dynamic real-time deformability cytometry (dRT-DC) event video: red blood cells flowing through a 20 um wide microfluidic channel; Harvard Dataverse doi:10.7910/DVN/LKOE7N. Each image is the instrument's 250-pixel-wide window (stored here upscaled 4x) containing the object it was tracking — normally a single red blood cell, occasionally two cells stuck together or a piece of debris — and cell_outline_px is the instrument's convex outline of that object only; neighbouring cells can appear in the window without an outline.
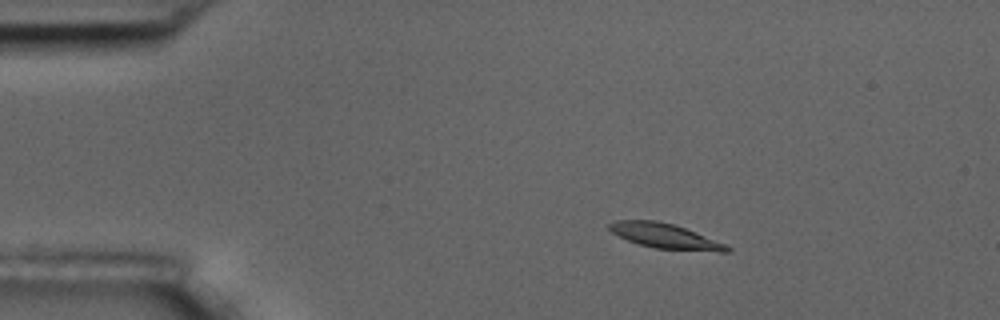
{"species": "common noctule bat (a hibernating species)", "species_latin": "Nyctalus noctula", "temperature_condition": "room temperature", "stored_images_in_passage": 5, "camera_frame_rate_fps": 3000, "um_per_image_px": 0.085, "animal": {"sex": "male", "body_mass_g": 17.5, "forearm_length_mm": 52.3}, "frame": {"image": 1, "passage_image": 3, "time_ms": 2.333, "image_size_px": [1000, 320], "cell_outline_px": [[732, 252], [720, 252], [656, 248], [640, 244], [628, 240], [612, 232], [608, 228], [608, 224], [616, 220], [656, 220], [672, 224], [696, 232], [724, 244], [732, 248]], "centroid_in_image_um": [56.54, 20.06], "position_along_channel_um": 28.5, "area_um2": 16.82}}